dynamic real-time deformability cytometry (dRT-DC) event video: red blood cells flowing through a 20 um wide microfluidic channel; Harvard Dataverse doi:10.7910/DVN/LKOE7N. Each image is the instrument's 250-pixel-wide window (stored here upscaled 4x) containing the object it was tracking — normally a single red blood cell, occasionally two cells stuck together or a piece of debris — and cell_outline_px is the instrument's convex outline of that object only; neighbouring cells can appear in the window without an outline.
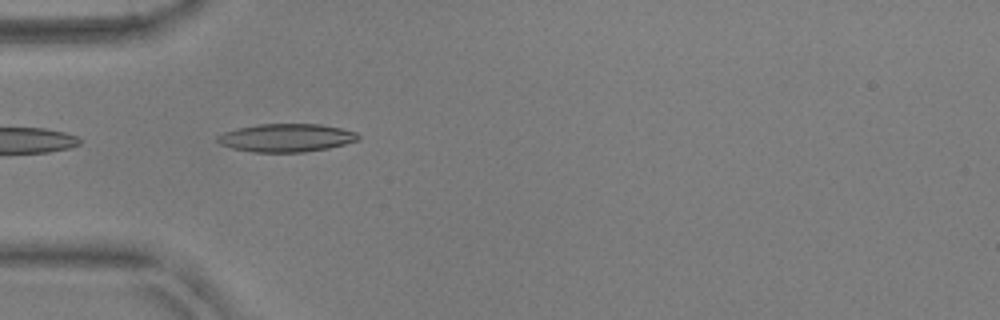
{"species": "common noctule bat (a hibernating species)", "species_latin": "Nyctalus noctula", "temperature_condition": "warm", "stored_images_in_passage": 4, "camera_frame_rate_fps": 3000, "um_per_image_px": 0.085, "animal": {"sex": "male", "body_mass_g": 17.9, "forearm_length_mm": 54.2}, "frame": {"image": 1, "passage_image": 2, "time_ms": 0.333, "image_size_px": [1000, 320], "cell_outline_px": [[360, 140], [328, 148], [304, 152], [252, 152], [232, 148], [220, 144], [216, 140], [216, 136], [224, 132], [236, 128], [256, 124], [320, 124], [340, 128], [356, 132], [360, 136]], "centroid_in_image_um": [24.31, 11.71], "position_along_channel_um": 60.7, "area_um2": 23.18}}